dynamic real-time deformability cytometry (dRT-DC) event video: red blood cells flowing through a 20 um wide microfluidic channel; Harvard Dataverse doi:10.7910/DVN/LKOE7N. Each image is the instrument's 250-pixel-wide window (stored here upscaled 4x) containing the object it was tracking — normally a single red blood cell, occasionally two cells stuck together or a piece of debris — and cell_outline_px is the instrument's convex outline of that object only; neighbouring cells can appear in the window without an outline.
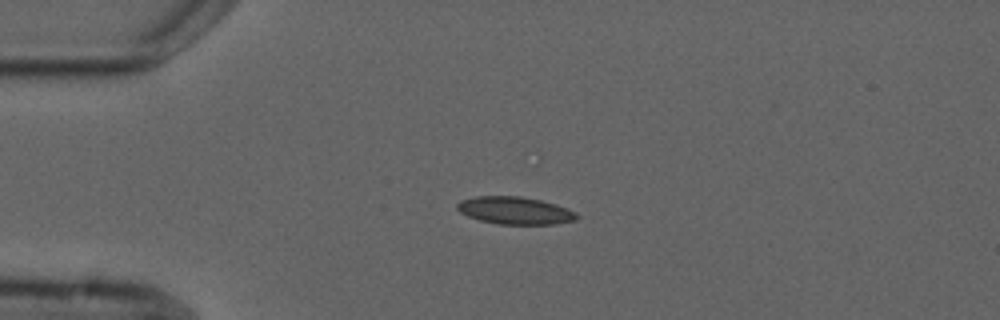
{"species": "common noctule bat (a hibernating species)", "species_latin": "Nyctalus noctula", "temperature_condition": "cold", "stored_images_in_passage": 5, "camera_frame_rate_fps": 3000, "um_per_image_px": 0.085, "animal": {"sex": "male", "forearm_length_mm": 52.5}, "frame": {"image": 1, "passage_image": 4, "time_ms": 3.667, "image_size_px": [1000, 320], "cell_outline_px": [[580, 216], [576, 220], [556, 224], [500, 224], [480, 220], [468, 216], [460, 212], [456, 208], [456, 204], [460, 200], [476, 196], [520, 196], [540, 200], [556, 204], [568, 208], [576, 212]], "centroid_in_image_um": [43.79, 17.89], "position_along_channel_um": 41.2, "area_um2": 19.25}}